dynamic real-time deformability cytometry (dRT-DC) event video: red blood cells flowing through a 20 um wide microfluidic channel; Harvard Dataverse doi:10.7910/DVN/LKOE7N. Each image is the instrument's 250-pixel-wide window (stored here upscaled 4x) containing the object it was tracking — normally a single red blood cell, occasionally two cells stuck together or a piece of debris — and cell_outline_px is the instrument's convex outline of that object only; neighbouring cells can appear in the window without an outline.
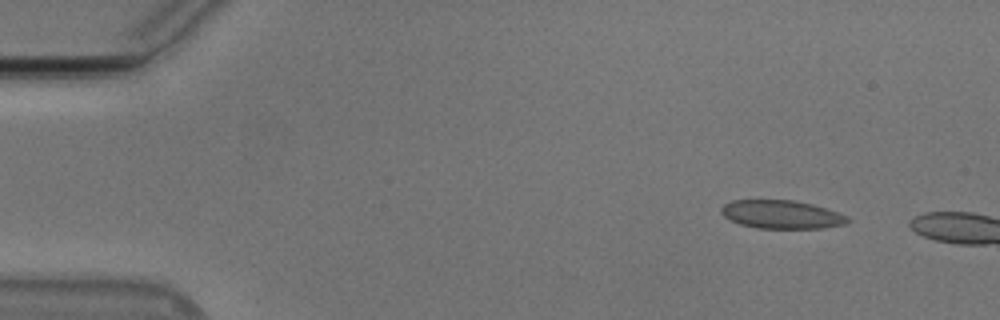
{"species": "Egyptian fruit bat (a non-hibernating species)", "species_latin": "Rousettus aegyptiacus", "temperature_condition": "cold", "stored_images_in_passage": 3, "camera_frame_rate_fps": 3000, "um_per_image_px": 0.085, "animal": {"sex": "male"}, "frame": {"image": 1, "passage_image": 1, "time_ms": 0.0, "image_size_px": [1000, 320], "cell_outline_px": [[852, 220], [844, 224], [824, 228], [760, 228], [740, 224], [724, 216], [720, 212], [720, 208], [724, 204], [732, 200], [796, 200], [812, 204], [848, 216]], "centroid_in_image_um": [66.43, 18.22], "position_along_channel_um": 18.6, "area_um2": 20.81}}